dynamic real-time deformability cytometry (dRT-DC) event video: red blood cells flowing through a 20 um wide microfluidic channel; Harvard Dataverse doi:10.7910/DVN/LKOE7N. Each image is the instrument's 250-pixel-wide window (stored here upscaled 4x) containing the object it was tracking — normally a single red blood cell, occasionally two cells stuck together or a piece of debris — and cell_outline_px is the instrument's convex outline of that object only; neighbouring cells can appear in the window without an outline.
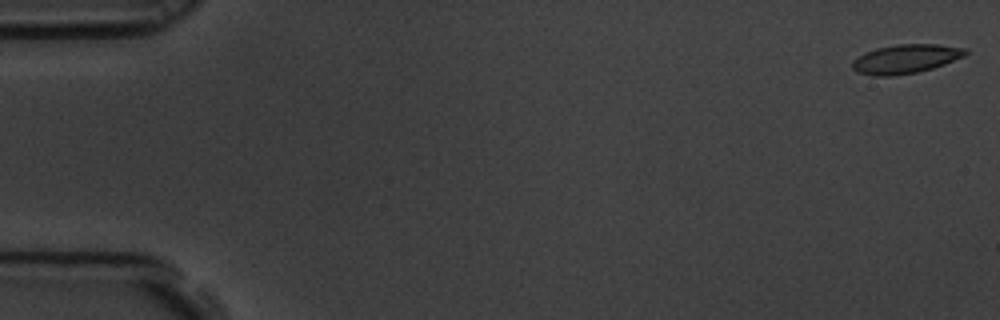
{"species": "common noctule bat (a hibernating species)", "species_latin": "Nyctalus noctula", "temperature_condition": "room temperature", "stored_images_in_passage": 55, "camera_frame_rate_fps": 3000, "um_per_image_px": 0.085, "animal": {"sex": "male", "body_mass_g": 19.5, "forearm_length_mm": 54.6}, "frame": {"image": 1, "passage_image": 1, "time_ms": 0.0, "image_size_px": [1000, 320], "cell_outline_px": [[968, 52], [964, 56], [944, 64], [932, 68], [916, 72], [892, 76], [872, 76], [856, 72], [852, 68], [852, 60], [864, 52], [876, 48], [900, 44], [940, 44], [968, 48]], "centroid_in_image_um": [76.96, 5.0], "position_along_channel_um": 8.0, "area_um2": 19.25}}
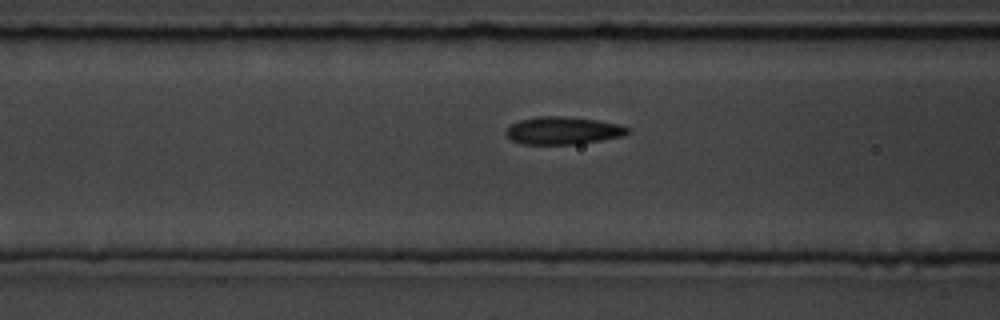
{"frame": {"image": 2, "passage_image": 23, "time_ms": 7.333, "image_size_px": [1000, 320], "cell_outline_px": [[632, 132], [620, 136], [600, 140], [576, 144], [520, 144], [512, 140], [504, 132], [512, 124], [520, 120], [536, 116], [568, 116], [596, 120], [620, 124], [632, 128]], "centroid_in_image_um": [47.88, 11.09], "position_along_channel_um": 118.7, "area_um2": 19.65}}
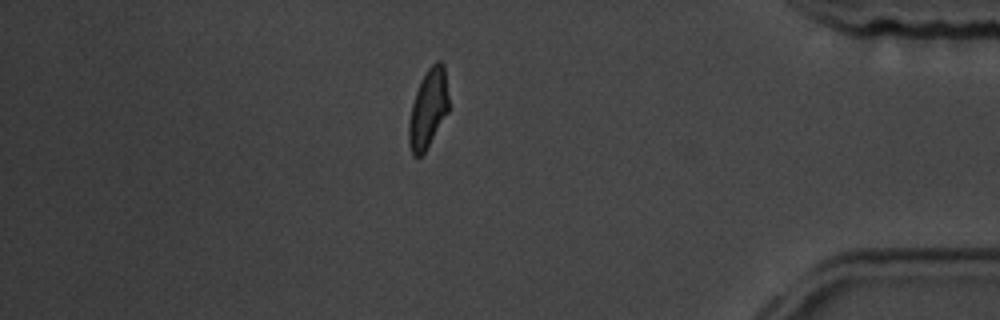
{"frame": {"image": 3, "passage_image": 50, "time_ms": 16.333, "image_size_px": [1000, 320], "cell_outline_px": [[448, 112], [424, 152], [420, 156], [412, 156], [408, 144], [408, 120], [412, 104], [420, 80], [428, 68], [436, 60], [440, 60], [444, 64], [448, 96]], "centroid_in_image_um": [36.37, 9.22], "position_along_channel_um": 398.8, "area_um2": 18.32}}